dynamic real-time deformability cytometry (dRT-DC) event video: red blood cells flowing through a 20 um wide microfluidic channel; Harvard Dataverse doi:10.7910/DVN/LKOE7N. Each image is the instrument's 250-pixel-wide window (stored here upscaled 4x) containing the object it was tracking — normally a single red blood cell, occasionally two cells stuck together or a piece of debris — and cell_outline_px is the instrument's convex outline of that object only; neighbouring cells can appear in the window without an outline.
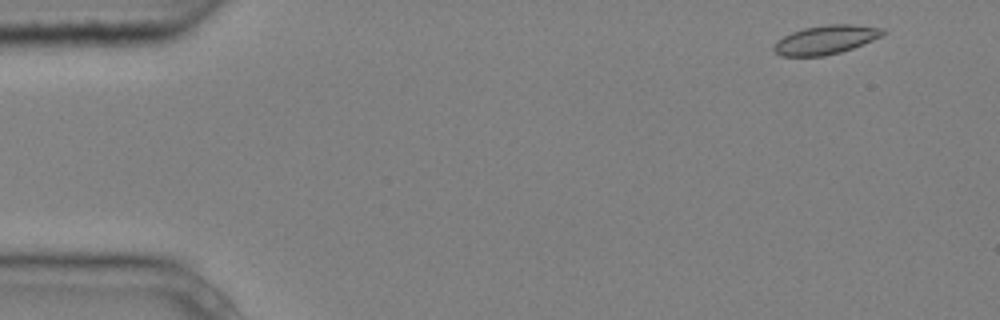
{"species": "common noctule bat (a hibernating species)", "species_latin": "Nyctalus noctula", "temperature_condition": "cold", "stored_images_in_passage": 3, "camera_frame_rate_fps": 3000, "um_per_image_px": 0.085, "animal": {"sex": "male", "body_mass_g": 20.4}, "frame": {"image": 1, "passage_image": 1, "time_ms": 0.0, "image_size_px": [1000, 320], "cell_outline_px": [[888, 32], [884, 36], [852, 48], [840, 52], [824, 56], [780, 56], [772, 48], [776, 40], [792, 32], [804, 28], [828, 24], [852, 24], [884, 28]], "centroid_in_image_um": [70.22, 3.37], "position_along_channel_um": 14.8, "area_um2": 18.5}}